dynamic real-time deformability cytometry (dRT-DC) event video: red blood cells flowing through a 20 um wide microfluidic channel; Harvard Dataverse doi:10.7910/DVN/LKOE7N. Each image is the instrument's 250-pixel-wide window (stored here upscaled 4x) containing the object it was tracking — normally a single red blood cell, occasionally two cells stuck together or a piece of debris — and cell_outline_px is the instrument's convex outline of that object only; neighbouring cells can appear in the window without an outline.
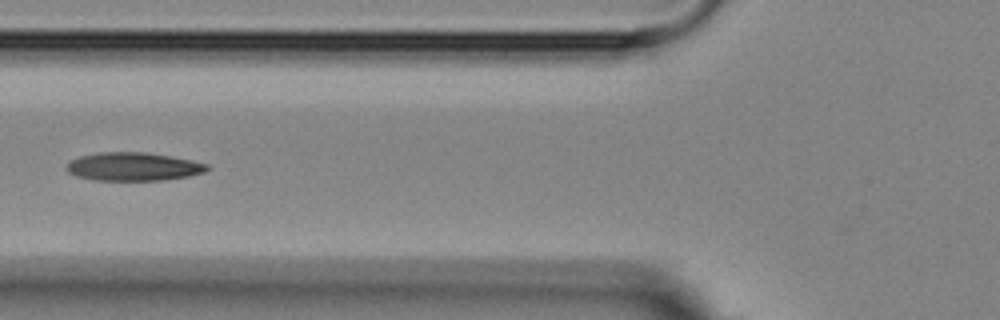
{"species": "Egyptian fruit bat (a non-hibernating species)", "species_latin": "Rousettus aegyptiacus", "temperature_condition": "room temperature", "stored_images_in_passage": 2, "camera_frame_rate_fps": 3000, "um_per_image_px": 0.085, "animal": {"sex": "female"}, "frame": {"image": 1, "passage_image": 2, "time_ms": 1.0, "image_size_px": [1000, 320], "cell_outline_px": [[212, 168], [204, 172], [188, 176], [164, 180], [92, 180], [76, 176], [68, 172], [64, 168], [72, 160], [80, 156], [100, 152], [144, 152], [192, 160], [208, 164]], "centroid_in_image_um": [11.33, 14.17], "position_along_channel_um": 114.5, "area_um2": 23.18}}